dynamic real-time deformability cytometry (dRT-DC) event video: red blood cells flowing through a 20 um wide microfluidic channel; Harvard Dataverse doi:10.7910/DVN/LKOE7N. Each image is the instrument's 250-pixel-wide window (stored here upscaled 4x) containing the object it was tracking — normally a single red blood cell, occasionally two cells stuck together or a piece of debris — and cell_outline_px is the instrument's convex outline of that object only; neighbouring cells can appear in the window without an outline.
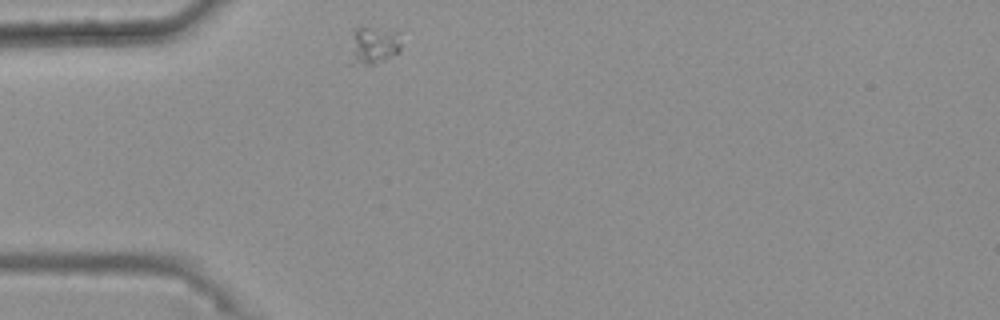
{"species": "common noctule bat (a hibernating species)", "species_latin": "Nyctalus noctula", "temperature_condition": "warm", "stored_images_in_passage": 40, "camera_frame_rate_fps": 3000, "um_per_image_px": 0.085, "animal": {"sex": "female", "body_mass_g": 25.1}, "frame": {"image": 1, "passage_image": 1, "time_ms": 0.0, "image_size_px": [1000, 320], "cell_outline_px": [[400, 48], [396, 52], [384, 60], [372, 64], [344, 64], [356, 28], [368, 28], [396, 32], [400, 44]], "centroid_in_image_um": [31.61, 3.93], "position_along_channel_um": 53.4, "area_um2": 11.04}}
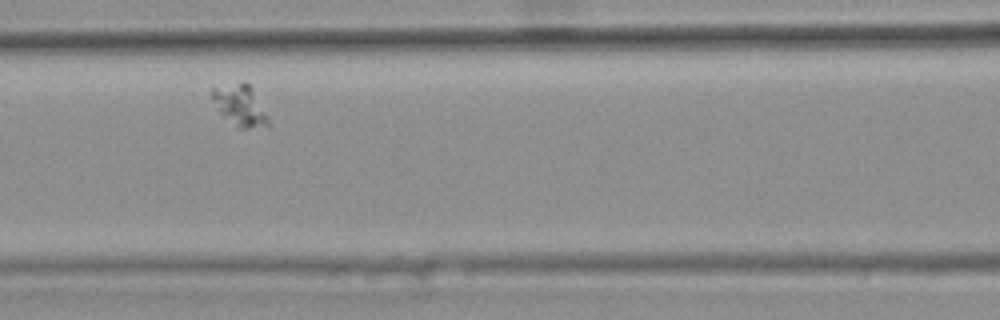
{"frame": {"image": 2, "passage_image": 10, "time_ms": 3.0, "image_size_px": [1000, 320], "cell_outline_px": [[268, 124], [248, 128], [240, 128], [224, 116], [220, 112], [212, 100], [212, 88], [240, 80], [244, 80], [252, 88], [268, 120]], "centroid_in_image_um": [20.35, 8.89], "position_along_channel_um": 146.3, "area_um2": 12.95}}
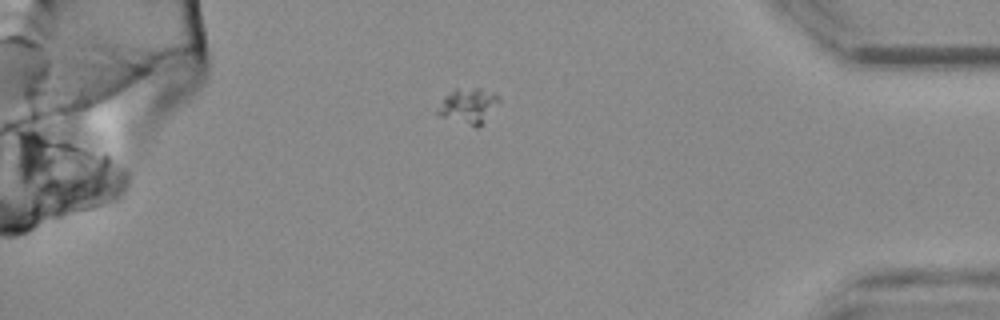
{"frame": {"image": 3, "passage_image": 34, "time_ms": 11.0, "image_size_px": [1000, 320], "cell_outline_px": [[500, 100], [480, 124], [476, 128], [440, 116], [436, 112], [444, 96], [456, 88], [480, 88], [496, 92]], "centroid_in_image_um": [39.79, 8.97], "position_along_channel_um": 395.4, "area_um2": 12.43}}